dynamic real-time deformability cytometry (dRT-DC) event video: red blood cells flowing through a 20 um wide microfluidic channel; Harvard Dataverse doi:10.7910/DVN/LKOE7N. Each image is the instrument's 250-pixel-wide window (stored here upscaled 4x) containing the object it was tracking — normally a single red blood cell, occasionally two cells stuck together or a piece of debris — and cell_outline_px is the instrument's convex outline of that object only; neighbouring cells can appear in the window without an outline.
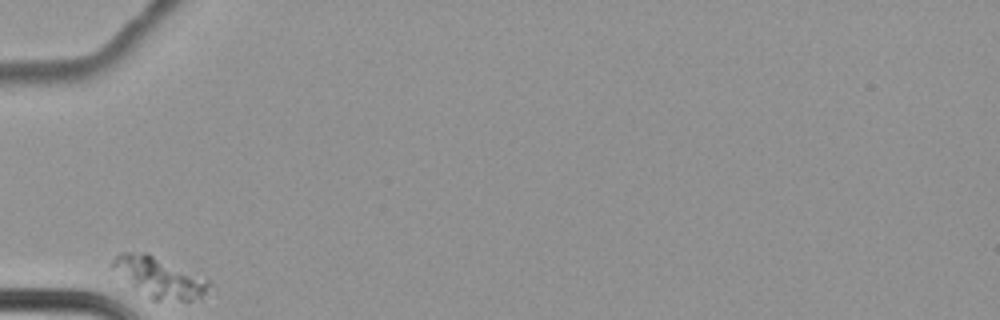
{"species": "common noctule bat (a hibernating species)", "species_latin": "Nyctalus noctula", "temperature_condition": "cold", "stored_images_in_passage": 33, "camera_frame_rate_fps": 3000, "um_per_image_px": 0.085, "animal": {"sex": "female", "body_mass_g": 22.7, "forearm_length_mm": 54.2}, "frame": {"image": 1, "passage_image": 1, "time_ms": 0.0, "image_size_px": [1000, 320], "cell_outline_px": [[212, 284], [200, 300], [152, 300], [120, 288], [108, 280], [108, 268], [112, 260], [120, 252], [144, 252], [208, 280]], "centroid_in_image_um": [13.2, 23.64], "position_along_channel_um": 71.8, "area_um2": 24.68}}
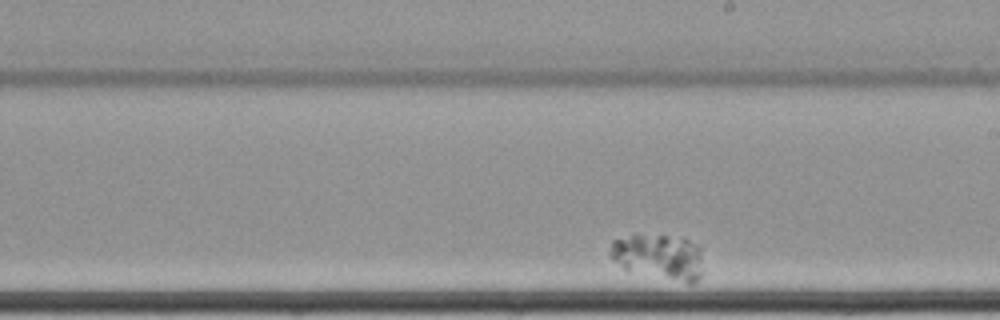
{"frame": {"image": 2, "passage_image": 19, "time_ms": 6.0, "image_size_px": [1000, 320], "cell_outline_px": [[700, 276], [692, 284], [688, 284], [624, 268], [612, 260], [608, 256], [612, 240], [632, 236], [684, 236], [696, 244], [700, 248]], "centroid_in_image_um": [56.0, 21.82], "position_along_channel_um": 233.0, "area_um2": 24.22}}
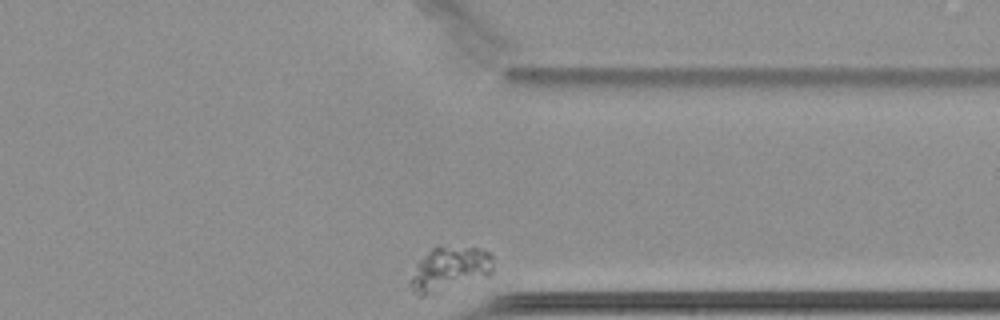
{"frame": {"image": 3, "passage_image": 33, "time_ms": 10.667, "image_size_px": [1000, 320], "cell_outline_px": [[492, 272], [488, 276], [424, 296], [416, 296], [408, 284], [408, 280], [416, 264], [432, 248], [476, 248], [488, 252], [492, 256]], "centroid_in_image_um": [38.16, 22.9], "position_along_channel_um": 373.2, "area_um2": 20.87}}